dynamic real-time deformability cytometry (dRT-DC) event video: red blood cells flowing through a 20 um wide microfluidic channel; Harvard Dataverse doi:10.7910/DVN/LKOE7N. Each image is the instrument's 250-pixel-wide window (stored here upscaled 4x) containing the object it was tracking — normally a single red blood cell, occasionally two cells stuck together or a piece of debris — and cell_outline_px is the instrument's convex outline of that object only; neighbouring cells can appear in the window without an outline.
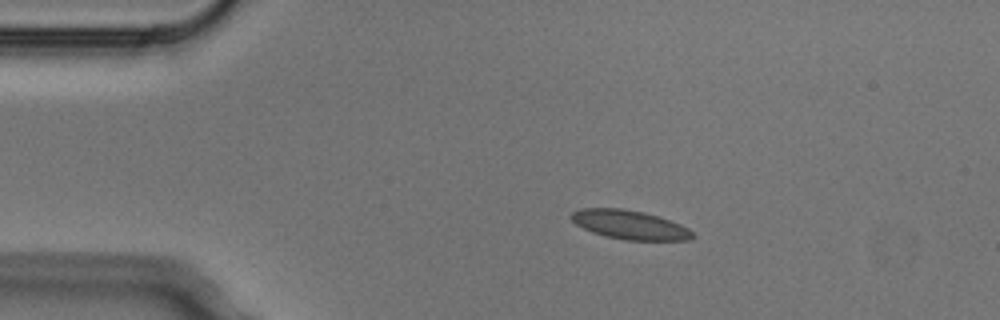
{"species": "Egyptian fruit bat (a non-hibernating species)", "species_latin": "Rousettus aegyptiacus", "temperature_condition": "cold", "stored_images_in_passage": 4, "camera_frame_rate_fps": 3000, "um_per_image_px": 0.085, "animal": {"sex": "male"}, "frame": {"image": 1, "passage_image": 2, "time_ms": 0.333, "image_size_px": [1000, 320], "cell_outline_px": [[692, 236], [688, 240], [624, 240], [592, 232], [576, 224], [568, 216], [572, 212], [580, 208], [620, 208], [644, 212], [680, 224], [688, 228], [692, 232]], "centroid_in_image_um": [53.47, 19.09], "position_along_channel_um": 31.5, "area_um2": 20.23}}
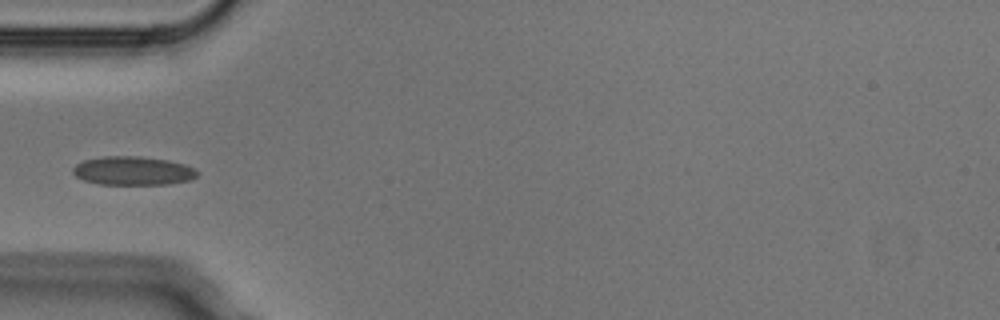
{"frame": {"image": 2, "passage_image": 4, "time_ms": 1.0, "image_size_px": [1000, 320], "cell_outline_px": [[200, 172], [192, 180], [168, 184], [100, 184], [84, 180], [76, 176], [72, 172], [72, 168], [76, 164], [84, 160], [104, 156], [140, 156], [168, 160], [184, 164], [196, 168]], "centroid_in_image_um": [11.33, 14.51], "position_along_channel_um": 73.7, "area_um2": 20.92}}